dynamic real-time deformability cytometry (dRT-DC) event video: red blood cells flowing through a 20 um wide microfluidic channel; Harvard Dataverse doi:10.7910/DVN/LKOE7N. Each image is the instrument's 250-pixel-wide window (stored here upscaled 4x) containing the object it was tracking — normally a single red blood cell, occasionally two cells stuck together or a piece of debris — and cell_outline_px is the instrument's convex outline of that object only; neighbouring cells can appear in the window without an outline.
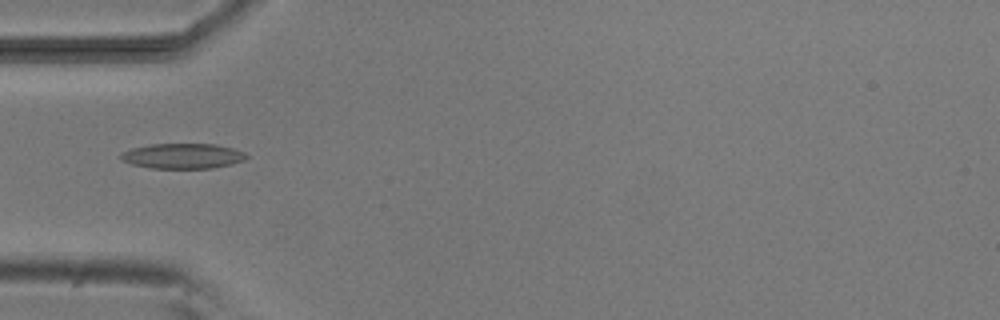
{"species": "common noctule bat (a hibernating species)", "species_latin": "Nyctalus noctula", "temperature_condition": "room temperature", "stored_images_in_passage": 3, "camera_frame_rate_fps": 3000, "um_per_image_px": 0.085, "animal": {"sex": "male", "body_mass_g": 20.5, "forearm_length_mm": 52.5}, "frame": {"image": 1, "passage_image": 3, "time_ms": 2.333, "image_size_px": [1000, 320], "cell_outline_px": [[248, 156], [244, 160], [212, 168], [152, 168], [132, 164], [124, 160], [120, 156], [124, 152], [132, 148], [152, 144], [216, 144], [232, 148], [244, 152]], "centroid_in_image_um": [15.55, 13.25], "position_along_channel_um": 69.4, "area_um2": 18.09}}